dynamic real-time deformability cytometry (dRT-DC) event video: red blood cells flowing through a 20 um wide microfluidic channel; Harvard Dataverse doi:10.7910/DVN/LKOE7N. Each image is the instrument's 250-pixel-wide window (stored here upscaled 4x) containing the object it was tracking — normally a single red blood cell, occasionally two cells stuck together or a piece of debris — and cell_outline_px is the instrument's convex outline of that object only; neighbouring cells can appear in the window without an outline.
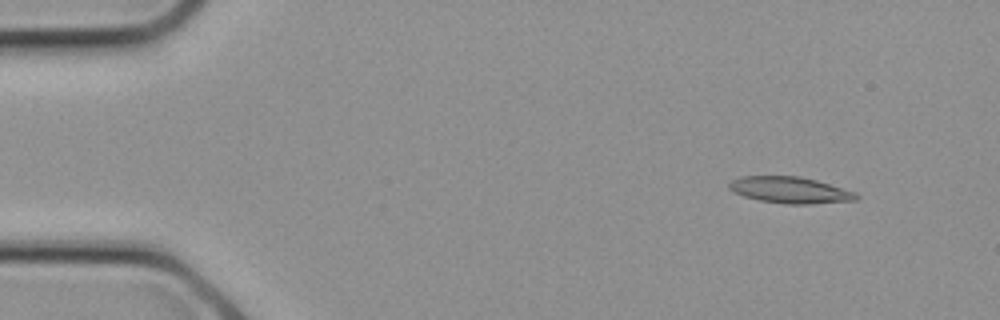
{"species": "common noctule bat (a hibernating species)", "species_latin": "Nyctalus noctula", "temperature_condition": "cold", "stored_images_in_passage": 11, "camera_frame_rate_fps": 3000, "um_per_image_px": 0.085, "animal": {"sex": "female", "body_mass_g": 21.9}, "frame": {"image": 1, "passage_image": 3, "time_ms": 0.667, "image_size_px": [1000, 320], "cell_outline_px": [[860, 196], [856, 200], [808, 204], [784, 204], [760, 200], [744, 196], [728, 188], [728, 184], [732, 180], [740, 176], [800, 176], [816, 180], [856, 192]], "centroid_in_image_um": [67.16, 16.15], "position_along_channel_um": 17.8, "area_um2": 19.48}}
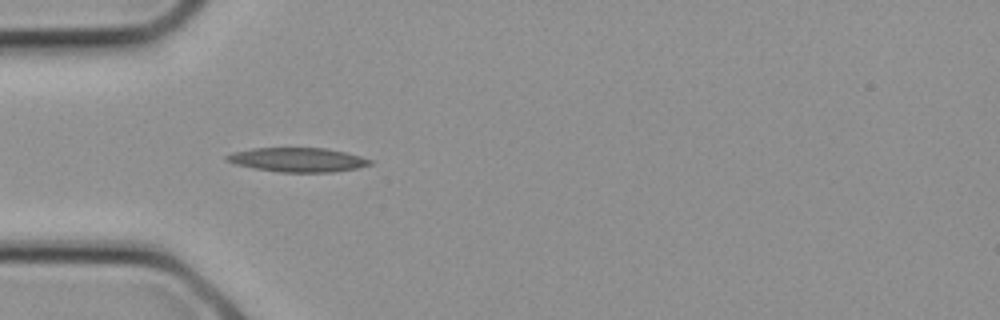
{"frame": {"image": 2, "passage_image": 8, "time_ms": 2.333, "image_size_px": [1000, 320], "cell_outline_px": [[372, 164], [356, 168], [332, 172], [280, 172], [256, 168], [236, 164], [224, 160], [224, 156], [232, 152], [252, 148], [328, 148], [360, 156], [372, 160]], "centroid_in_image_um": [25.28, 13.57], "position_along_channel_um": 59.7, "area_um2": 20.11}}
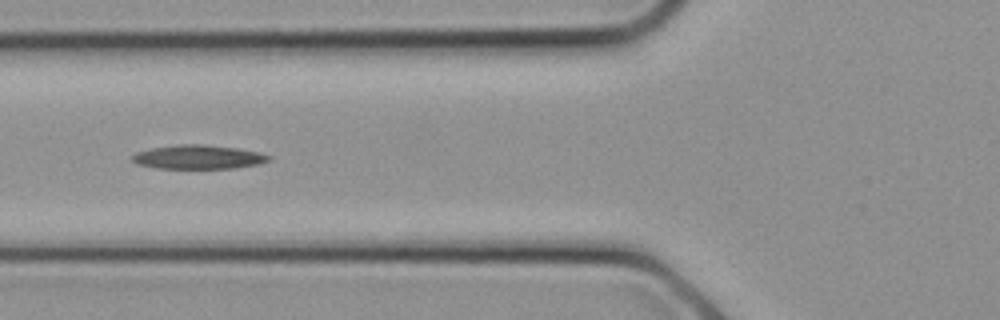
{"frame": {"image": 3, "passage_image": 10, "time_ms": 3.0, "image_size_px": [1000, 320], "cell_outline_px": [[272, 160], [260, 164], [236, 168], [156, 168], [136, 164], [132, 160], [132, 156], [136, 152], [152, 148], [176, 144], [204, 144], [236, 148], [260, 152], [272, 156]], "centroid_in_image_um": [16.89, 13.34], "position_along_channel_um": 108.9, "area_um2": 19.25}}